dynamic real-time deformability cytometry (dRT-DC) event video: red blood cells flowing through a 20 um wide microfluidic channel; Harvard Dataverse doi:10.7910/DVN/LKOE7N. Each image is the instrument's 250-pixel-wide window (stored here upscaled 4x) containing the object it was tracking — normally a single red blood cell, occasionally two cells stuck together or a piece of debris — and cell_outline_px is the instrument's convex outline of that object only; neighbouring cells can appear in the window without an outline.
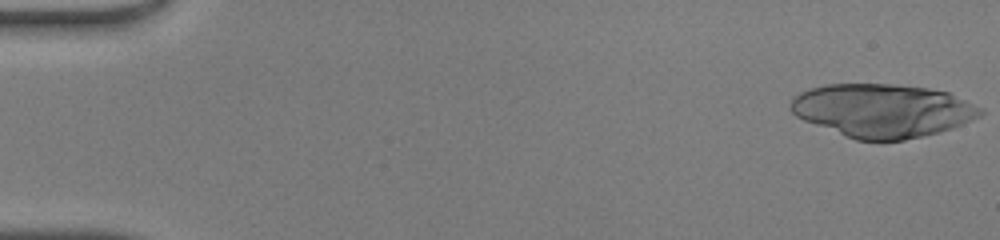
{"species": "human", "species_latin": "Homo sapiens", "temperature_condition": "warm", "stored_images_in_passage": 18, "camera_frame_rate_fps": 3000, "um_per_image_px": 0.085, "donor": {"sex": "male"}, "frame": {"image": 1, "passage_image": 1, "time_ms": 0.0, "image_size_px": [1000, 240], "cell_outline_px": [[984, 112], [980, 116], [952, 128], [904, 140], [856, 140], [804, 120], [796, 116], [792, 112], [792, 96], [800, 92], [824, 84], [888, 84], [928, 88], [948, 92], [984, 108]], "centroid_in_image_um": [75.02, 9.38], "position_along_channel_um": 10.0, "area_um2": 58.55}}